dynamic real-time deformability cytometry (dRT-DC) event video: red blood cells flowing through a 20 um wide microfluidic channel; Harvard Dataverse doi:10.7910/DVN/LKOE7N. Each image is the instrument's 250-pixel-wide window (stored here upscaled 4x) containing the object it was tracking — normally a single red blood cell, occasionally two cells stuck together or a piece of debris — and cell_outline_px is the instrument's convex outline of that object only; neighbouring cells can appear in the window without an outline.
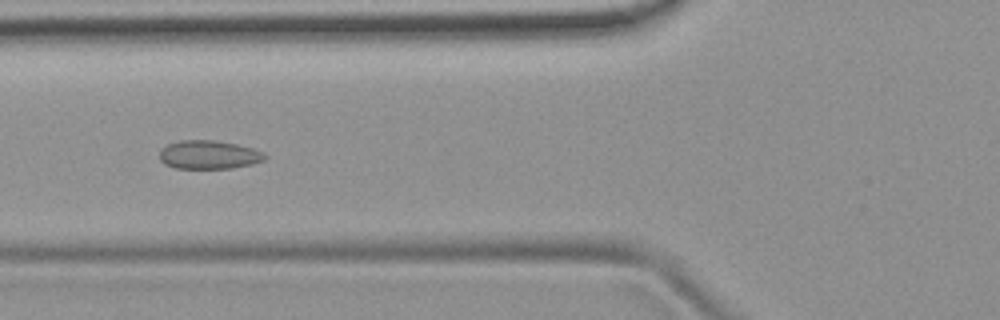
{"species": "common noctule bat (a hibernating species)", "species_latin": "Nyctalus noctula", "temperature_condition": "room temperature", "stored_images_in_passage": 8, "camera_frame_rate_fps": 3000, "um_per_image_px": 0.085, "animal": {"sex": "female", "body_mass_g": 19.9}, "frame": {"image": 1, "passage_image": 4, "time_ms": 3.333, "image_size_px": [1000, 320], "cell_outline_px": [[268, 156], [264, 160], [252, 164], [232, 168], [176, 168], [164, 164], [160, 160], [160, 152], [168, 144], [180, 140], [216, 140], [236, 144], [252, 148], [264, 152]], "centroid_in_image_um": [17.78, 13.15], "position_along_channel_um": 108.0, "area_um2": 17.51}}
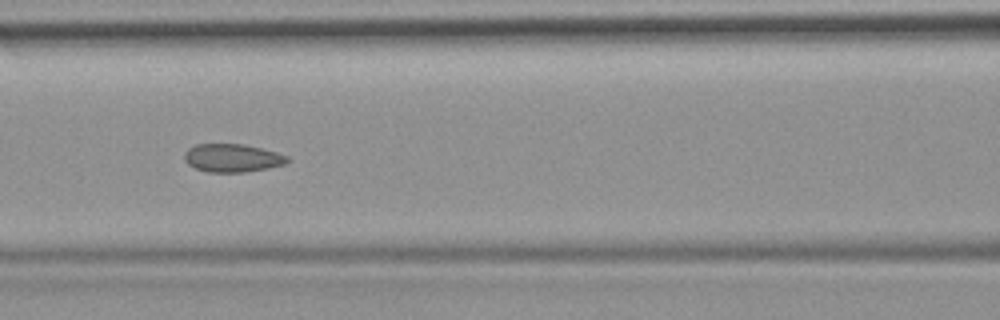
{"frame": {"image": 2, "passage_image": 5, "time_ms": 4.333, "image_size_px": [1000, 320], "cell_outline_px": [[288, 160], [284, 164], [268, 168], [244, 172], [208, 172], [196, 168], [188, 164], [184, 160], [184, 152], [188, 148], [196, 144], [244, 144], [276, 152], [288, 156]], "centroid_in_image_um": [19.71, 13.42], "position_along_channel_um": 146.9, "area_um2": 16.82}}
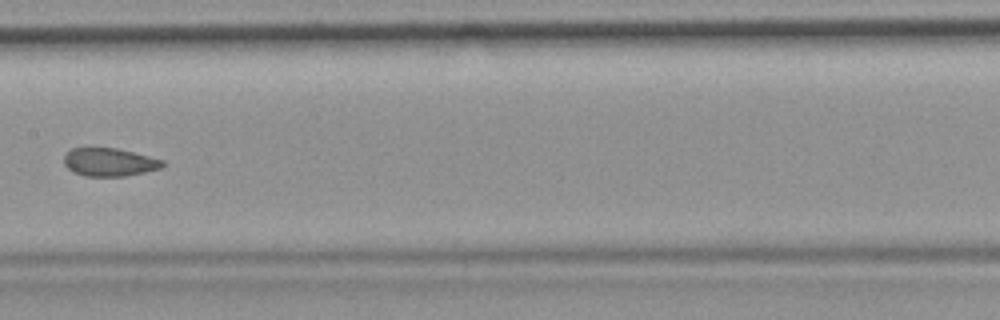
{"frame": {"image": 3, "passage_image": 6, "time_ms": 5.667, "image_size_px": [1000, 320], "cell_outline_px": [[164, 164], [160, 168], [144, 172], [124, 176], [84, 176], [68, 168], [64, 164], [64, 156], [72, 148], [116, 148], [164, 160]], "centroid_in_image_um": [9.29, 13.78], "position_along_channel_um": 198.1, "area_um2": 15.9}}